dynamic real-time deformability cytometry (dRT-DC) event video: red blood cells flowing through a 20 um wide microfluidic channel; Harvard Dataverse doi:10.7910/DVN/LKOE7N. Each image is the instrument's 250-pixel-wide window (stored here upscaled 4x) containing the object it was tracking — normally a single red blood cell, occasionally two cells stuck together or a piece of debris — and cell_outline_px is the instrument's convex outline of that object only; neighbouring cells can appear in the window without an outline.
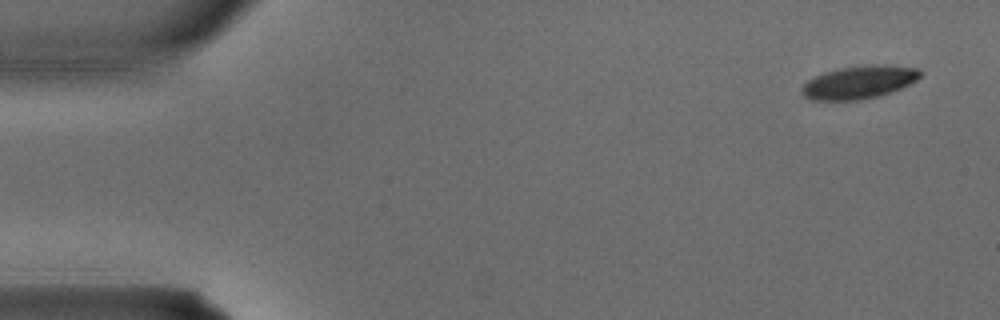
{"species": "common noctule bat (a hibernating species)", "species_latin": "Nyctalus noctula", "temperature_condition": "warm", "stored_images_in_passage": 3, "camera_frame_rate_fps": 3000, "um_per_image_px": 0.085, "animal": {"sex": "male", "body_mass_g": 15.6}, "frame": {"image": 1, "passage_image": 1, "time_ms": 0.0, "image_size_px": [1000, 320], "cell_outline_px": [[920, 76], [916, 80], [892, 92], [880, 96], [860, 100], [812, 100], [804, 96], [800, 92], [800, 88], [808, 80], [824, 72], [840, 68], [872, 64], [884, 64], [920, 68]], "centroid_in_image_um": [73.02, 6.99], "position_along_channel_um": 12.0, "area_um2": 22.83}}
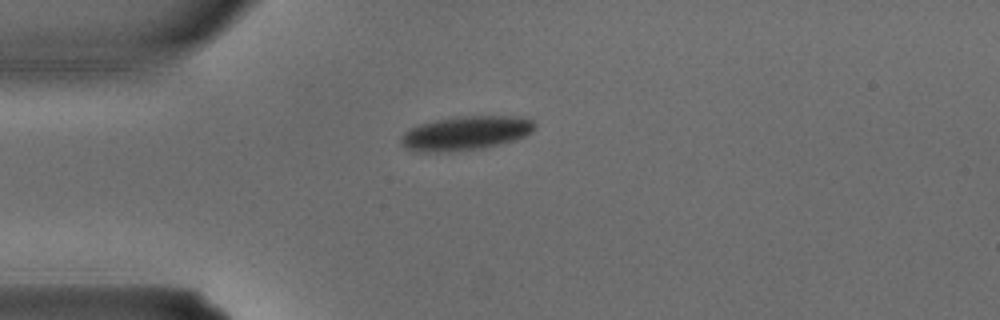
{"frame": {"image": 2, "passage_image": 3, "time_ms": 0.667, "image_size_px": [1000, 320], "cell_outline_px": [[536, 124], [532, 132], [524, 136], [500, 144], [480, 148], [452, 152], [416, 152], [404, 148], [400, 144], [400, 136], [404, 132], [420, 124], [436, 120], [464, 116], [508, 116], [532, 120]], "centroid_in_image_um": [39.52, 11.34], "position_along_channel_um": 45.5, "area_um2": 26.41}}